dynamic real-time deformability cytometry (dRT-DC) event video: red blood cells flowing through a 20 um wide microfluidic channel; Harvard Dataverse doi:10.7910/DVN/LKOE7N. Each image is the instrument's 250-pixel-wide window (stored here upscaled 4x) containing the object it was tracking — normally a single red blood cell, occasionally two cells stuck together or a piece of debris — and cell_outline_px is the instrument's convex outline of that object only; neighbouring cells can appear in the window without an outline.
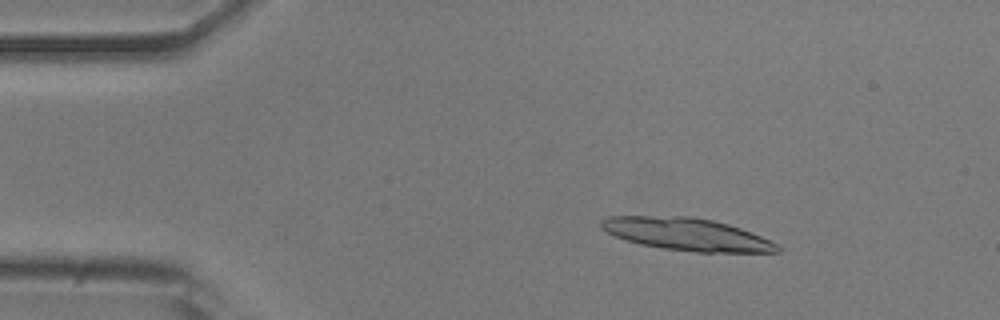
{"species": "common noctule bat (a hibernating species)", "species_latin": "Nyctalus noctula", "temperature_condition": "room temperature", "stored_images_in_passage": 11, "camera_frame_rate_fps": 3000, "um_per_image_px": 0.085, "animal": {"sex": "male", "body_mass_g": 20.5, "forearm_length_mm": 52.5}, "frame": {"image": 1, "passage_image": 1, "time_ms": 0.0, "image_size_px": [1000, 320], "cell_outline_px": [[780, 252], [696, 252], [664, 248], [640, 244], [616, 236], [600, 228], [600, 220], [608, 216], [692, 216], [712, 220], [728, 224], [740, 228], [760, 236], [776, 244], [780, 248]], "centroid_in_image_um": [58.35, 19.9], "position_along_channel_um": 26.7, "area_um2": 33.0}}